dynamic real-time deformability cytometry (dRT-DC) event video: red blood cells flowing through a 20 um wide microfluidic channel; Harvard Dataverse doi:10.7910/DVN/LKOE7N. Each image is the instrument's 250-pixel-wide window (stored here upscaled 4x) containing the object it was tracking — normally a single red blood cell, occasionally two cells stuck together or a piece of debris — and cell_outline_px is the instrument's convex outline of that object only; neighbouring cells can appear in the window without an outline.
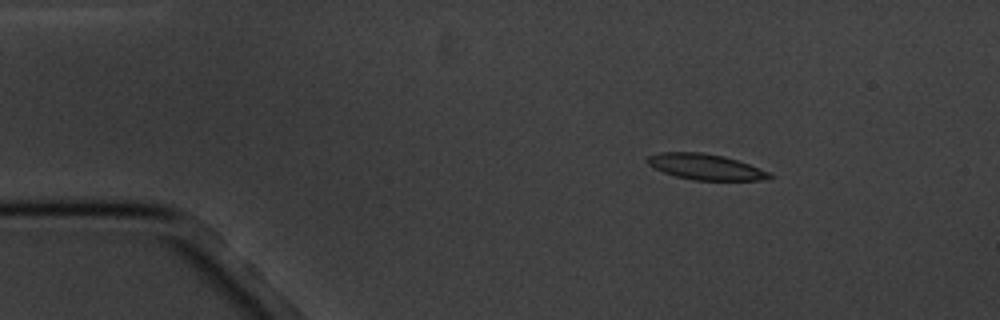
{"species": "common noctule bat (a hibernating species)", "species_latin": "Nyctalus noctula", "temperature_condition": "cold", "stored_images_in_passage": 5, "camera_frame_rate_fps": 3000, "um_per_image_px": 0.085, "animal": {"sex": "male", "body_mass_g": 20.1, "forearm_length_mm": 53.5}, "frame": {"image": 1, "passage_image": 2, "time_ms": 1.333, "image_size_px": [1000, 320], "cell_outline_px": [[776, 176], [768, 180], [692, 180], [676, 176], [664, 172], [648, 164], [644, 160], [648, 156], [660, 152], [700, 152], [724, 156], [748, 164], [768, 172]], "centroid_in_image_um": [59.97, 14.18], "position_along_channel_um": 25.0, "area_um2": 18.26}}
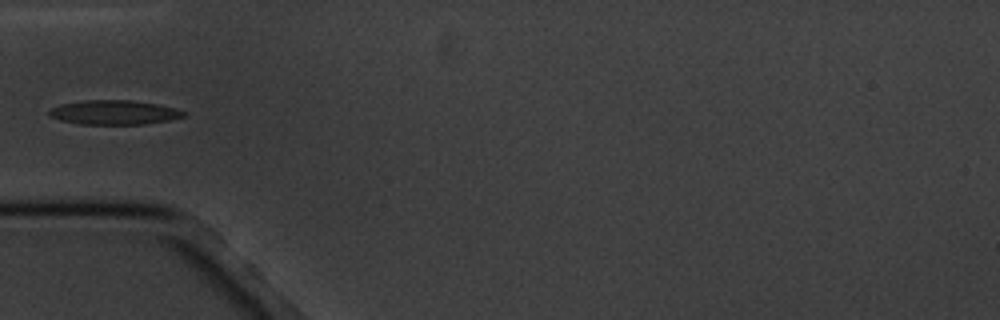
{"frame": {"image": 2, "passage_image": 5, "time_ms": 4.667, "image_size_px": [1000, 320], "cell_outline_px": [[188, 112], [184, 116], [168, 120], [144, 124], [80, 124], [60, 120], [48, 116], [48, 112], [52, 108], [60, 104], [80, 100], [132, 100], [156, 104], [176, 108]], "centroid_in_image_um": [9.68, 9.55], "position_along_channel_um": 75.3, "area_um2": 19.13}}